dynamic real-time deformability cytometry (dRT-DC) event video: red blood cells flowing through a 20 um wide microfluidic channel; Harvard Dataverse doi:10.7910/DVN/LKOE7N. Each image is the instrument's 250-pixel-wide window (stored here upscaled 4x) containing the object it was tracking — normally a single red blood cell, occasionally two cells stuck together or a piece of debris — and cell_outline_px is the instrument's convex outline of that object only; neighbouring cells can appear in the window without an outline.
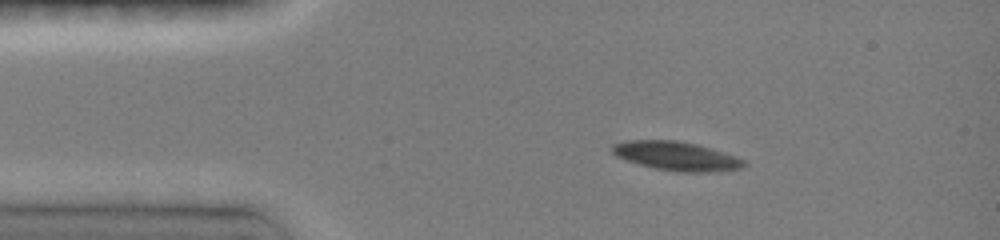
{"species": "common noctule bat (a hibernating species)", "species_latin": "Nyctalus noctula", "temperature_condition": "room temperature", "stored_images_in_passage": 34, "camera_frame_rate_fps": 3000, "um_per_image_px": 0.085, "animal": {"sex": "female", "body_mass_g": 19.0, "forearm_length_mm": 51.5}, "frame": {"image": 1, "passage_image": 1, "time_ms": 0.0, "image_size_px": [1000, 240], "cell_outline_px": [[748, 164], [744, 168], [712, 172], [680, 172], [656, 168], [640, 164], [616, 156], [612, 152], [612, 144], [628, 140], [676, 140], [696, 144], [736, 156], [744, 160]], "centroid_in_image_um": [57.53, 13.26], "position_along_channel_um": 27.5, "area_um2": 22.08}}
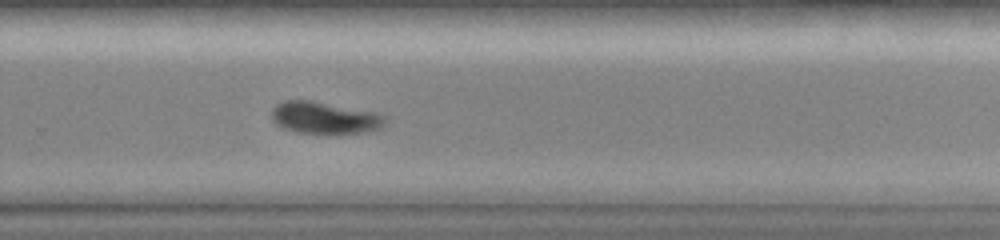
{"frame": {"image": 2, "passage_image": 22, "time_ms": 8.0, "image_size_px": [1000, 240], "cell_outline_px": [[388, 120], [380, 128], [364, 132], [296, 132], [284, 128], [276, 124], [272, 120], [272, 108], [276, 104], [284, 100], [312, 100], [380, 112], [388, 116]], "centroid_in_image_um": [27.64, 9.97], "position_along_channel_um": 302.2, "area_um2": 21.27}}
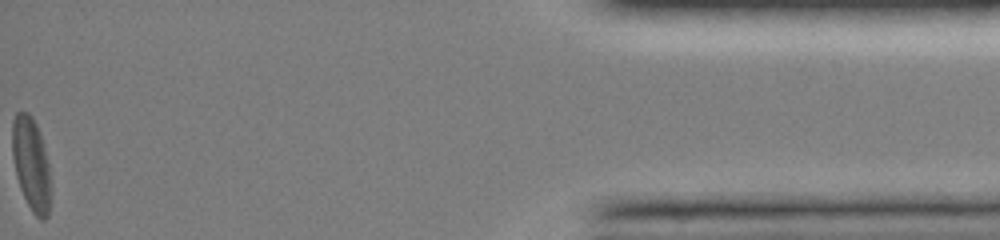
{"frame": {"image": 3, "passage_image": 34, "time_ms": 13.333, "image_size_px": [1000, 240], "cell_outline_px": [[48, 216], [44, 220], [40, 220], [32, 212], [20, 188], [16, 176], [12, 156], [12, 120], [16, 112], [28, 112], [32, 116], [40, 132], [48, 164]], "centroid_in_image_um": [2.6, 13.88], "position_along_channel_um": 432.6, "area_um2": 20.46}, "authors_computed_cell_mechanics": {"area_um2": 22.1663, "velocity_mm_per_s": 3.9933, "shape_relaxation_time_tau1_ms": 4.5783, "shape_relaxation_time_tau2_ms": 8.3176, "deformation_change_tau1": 0.1278, "deformation_change_tau2": 0.1045}}